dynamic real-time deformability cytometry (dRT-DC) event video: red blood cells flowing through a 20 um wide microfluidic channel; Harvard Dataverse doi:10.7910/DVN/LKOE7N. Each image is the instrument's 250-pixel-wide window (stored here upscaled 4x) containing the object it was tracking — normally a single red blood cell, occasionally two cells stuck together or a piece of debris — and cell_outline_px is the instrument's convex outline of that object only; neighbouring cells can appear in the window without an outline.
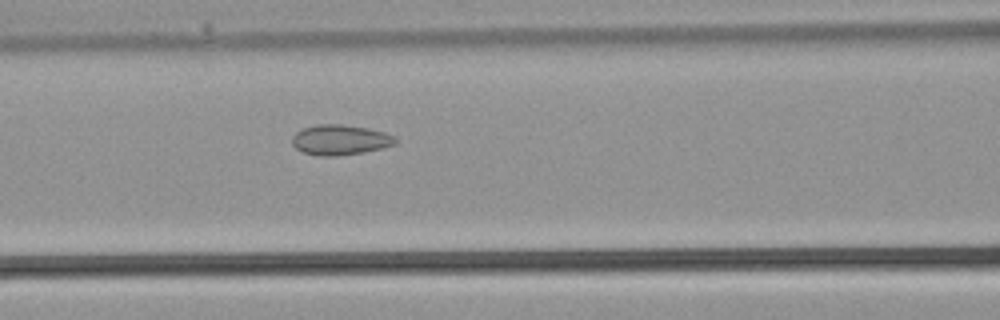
{"species": "common noctule bat (a hibernating species)", "species_latin": "Nyctalus noctula", "temperature_condition": "warm", "stored_images_in_passage": 22, "camera_frame_rate_fps": 3000, "um_per_image_px": 0.085, "animal": {"sex": "male", "body_mass_g": 21.5, "forearm_length_mm": 52.0}, "frame": {"image": 1, "passage_image": 5, "time_ms": 1.333, "image_size_px": [1000, 320], "cell_outline_px": [[396, 144], [364, 152], [336, 156], [320, 156], [304, 152], [296, 148], [292, 144], [292, 136], [296, 132], [304, 128], [316, 124], [340, 124], [368, 128], [384, 132], [396, 136]], "centroid_in_image_um": [28.91, 11.88], "position_along_channel_um": 137.7, "area_um2": 18.15}}
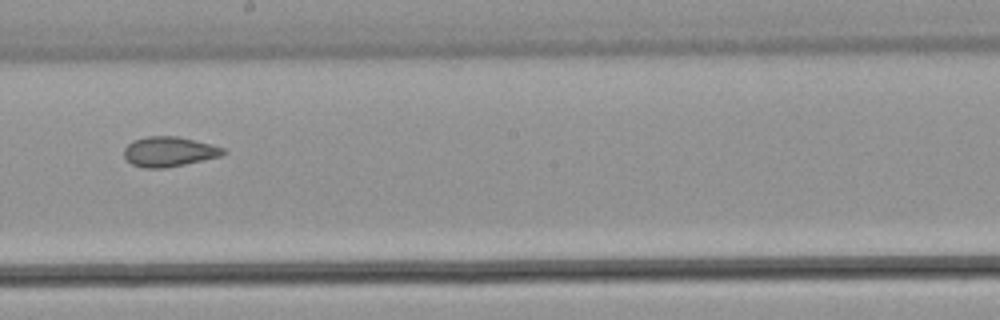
{"frame": {"image": 2, "passage_image": 10, "time_ms": 3.0, "image_size_px": [1000, 320], "cell_outline_px": [[228, 152], [220, 156], [184, 164], [164, 168], [144, 168], [132, 164], [124, 156], [124, 148], [132, 140], [148, 136], [176, 136], [212, 144], [224, 148]], "centroid_in_image_um": [14.36, 12.88], "position_along_channel_um": 233.8, "area_um2": 17.22}}
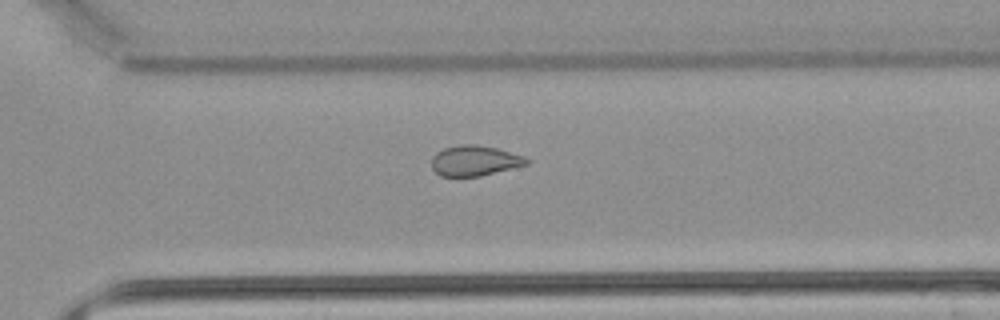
{"frame": {"image": 3, "passage_image": 15, "time_ms": 4.667, "image_size_px": [1000, 320], "cell_outline_px": [[532, 160], [528, 164], [480, 176], [440, 176], [432, 168], [432, 156], [436, 152], [444, 148], [460, 144], [472, 144], [496, 148], [524, 156]], "centroid_in_image_um": [40.34, 13.65], "position_along_channel_um": 330.3, "area_um2": 16.76}}